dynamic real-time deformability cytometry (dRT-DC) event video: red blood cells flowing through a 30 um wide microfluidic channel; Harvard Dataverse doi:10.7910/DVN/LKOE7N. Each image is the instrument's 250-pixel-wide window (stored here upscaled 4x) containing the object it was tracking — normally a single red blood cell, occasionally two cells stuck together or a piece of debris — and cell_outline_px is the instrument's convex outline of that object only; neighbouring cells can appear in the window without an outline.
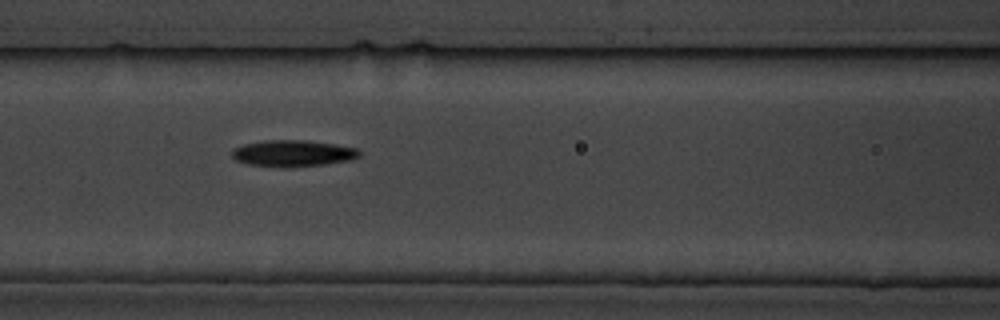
{"species": "common noctule bat (a hibernating species)", "species_latin": "Nyctalus noctula", "temperature_condition": "cold", "stored_images_in_passage": 5, "camera_frame_rate_fps": 3000, "um_per_image_px": 0.085, "animal": {"sex": "male", "body_mass_g": 19.5, "forearm_length_mm": 54.6}, "frame": {"image": 1, "passage_image": 3, "time_ms": 2.333, "image_size_px": [1000, 320], "cell_outline_px": [[360, 156], [352, 160], [324, 164], [288, 168], [248, 164], [236, 160], [232, 156], [232, 152], [236, 148], [244, 144], [264, 140], [304, 140], [336, 144], [356, 148], [360, 152]], "centroid_in_image_um": [24.92, 13.04], "position_along_channel_um": 141.7, "area_um2": 19.65}}
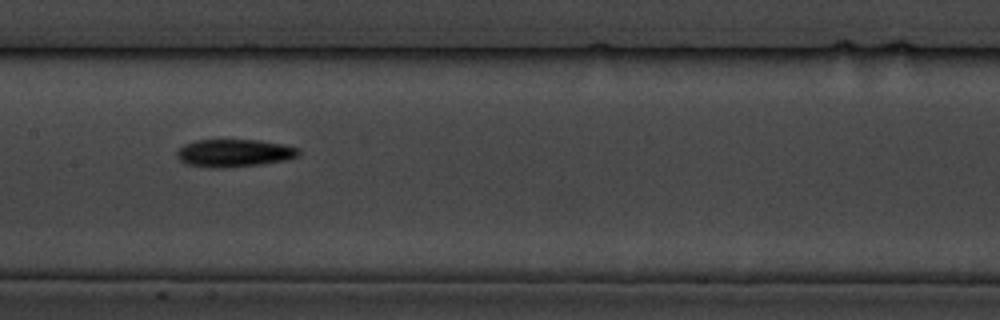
{"frame": {"image": 2, "passage_image": 4, "time_ms": 3.667, "image_size_px": [1000, 320], "cell_outline_px": [[300, 156], [288, 160], [260, 164], [224, 168], [216, 168], [188, 164], [180, 160], [176, 156], [176, 152], [184, 144], [196, 140], [260, 140], [300, 148]], "centroid_in_image_um": [19.94, 13.01], "position_along_channel_um": 187.5, "area_um2": 19.65}}
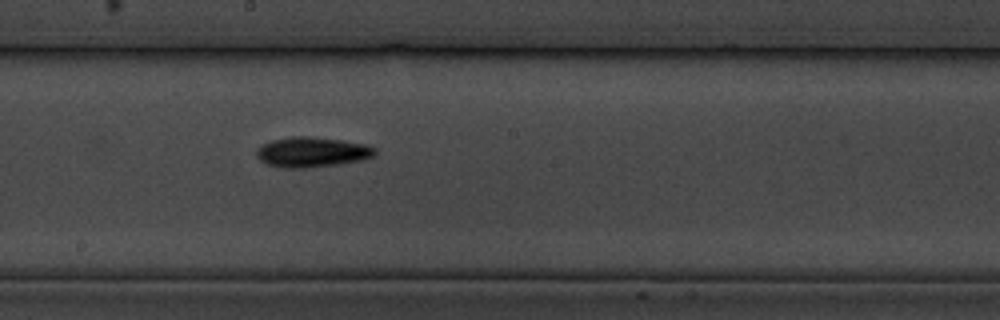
{"frame": {"image": 3, "passage_image": 5, "time_ms": 4.667, "image_size_px": [1000, 320], "cell_outline_px": [[376, 156], [364, 160], [340, 164], [304, 168], [284, 168], [268, 164], [260, 160], [256, 156], [256, 148], [260, 144], [272, 140], [292, 136], [308, 136], [340, 140], [368, 144], [376, 148]], "centroid_in_image_um": [26.54, 12.93], "position_along_channel_um": 221.7, "area_um2": 21.1}}